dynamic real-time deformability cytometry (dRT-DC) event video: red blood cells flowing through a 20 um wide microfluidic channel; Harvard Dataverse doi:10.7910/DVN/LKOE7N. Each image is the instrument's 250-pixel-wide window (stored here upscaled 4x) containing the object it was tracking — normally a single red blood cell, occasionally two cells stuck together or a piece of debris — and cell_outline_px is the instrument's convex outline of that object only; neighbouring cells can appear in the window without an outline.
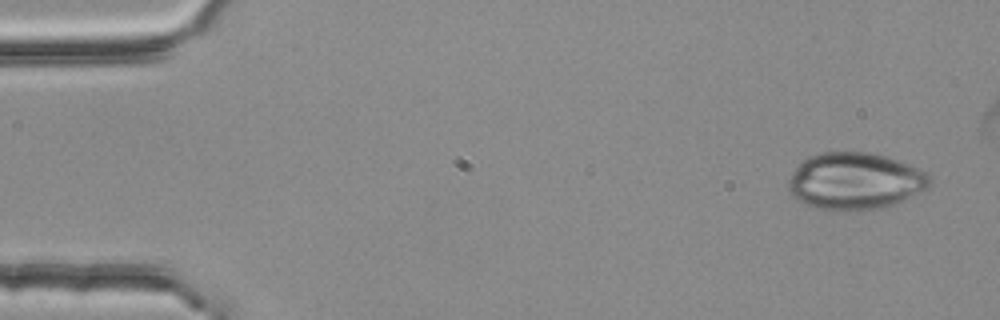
{"species": "common noctule bat (a hibernating species)", "species_latin": "Nyctalus noctula", "temperature_condition": "room temperature", "stored_images_in_passage": 5, "segment_of_instrument_passage": [1, 2], "camera_frame_rate_fps": 3000, "um_per_image_px": 0.085, "animal": {"sex": "female", "body_mass_g": 25.1}, "frame": {"image": 1, "passage_image": 1, "time_ms": 0.0, "image_size_px": [1000, 320], "cell_outline_px": [[932, 184], [928, 188], [892, 204], [876, 208], [816, 208], [804, 204], [796, 200], [788, 192], [788, 180], [792, 172], [804, 160], [820, 152], [868, 152], [884, 156], [908, 164], [928, 172], [932, 180]], "centroid_in_image_um": [72.67, 15.36], "position_along_channel_um": 12.3, "area_um2": 46.07}}